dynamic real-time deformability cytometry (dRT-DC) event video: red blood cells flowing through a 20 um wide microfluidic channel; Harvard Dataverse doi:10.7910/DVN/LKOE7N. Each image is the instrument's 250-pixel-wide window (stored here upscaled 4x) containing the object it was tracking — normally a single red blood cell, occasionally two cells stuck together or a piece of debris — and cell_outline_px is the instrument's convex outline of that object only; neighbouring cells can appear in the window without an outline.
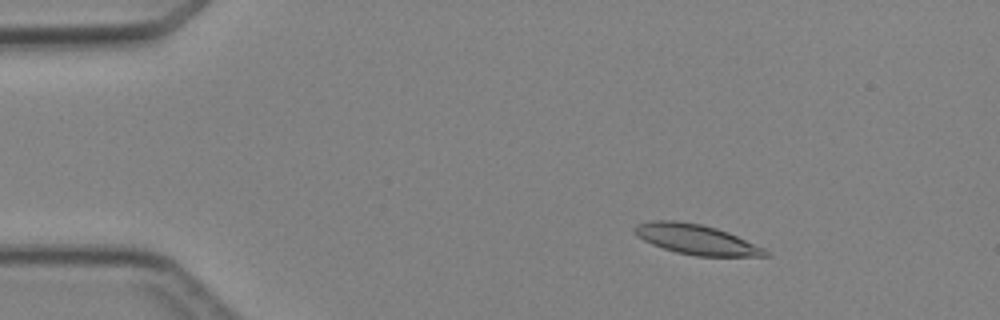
{"species": "Egyptian fruit bat (a non-hibernating species)", "species_latin": "Rousettus aegyptiacus", "temperature_condition": "cold", "stored_images_in_passage": 4, "camera_frame_rate_fps": 3000, "um_per_image_px": 0.085, "animal": {"sex": "female"}, "frame": {"image": 1, "passage_image": 2, "time_ms": 1.0, "image_size_px": [1000, 320], "cell_outline_px": [[768, 256], [696, 256], [676, 252], [652, 244], [636, 236], [632, 228], [636, 224], [648, 220], [676, 220], [700, 224], [716, 228], [728, 232], [764, 248], [768, 252]], "centroid_in_image_um": [59.12, 20.33], "position_along_channel_um": 25.9, "area_um2": 22.83}}
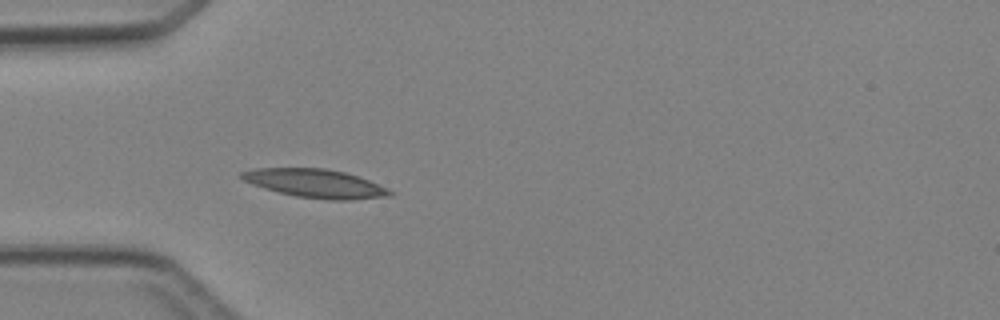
{"frame": {"image": 2, "passage_image": 4, "time_ms": 3.333, "image_size_px": [1000, 320], "cell_outline_px": [[396, 192], [392, 196], [352, 200], [328, 200], [296, 196], [264, 188], [252, 184], [244, 180], [240, 176], [240, 172], [256, 168], [324, 168], [344, 172], [368, 180], [388, 188]], "centroid_in_image_um": [26.85, 15.6], "position_along_channel_um": 58.2, "area_um2": 24.62}}